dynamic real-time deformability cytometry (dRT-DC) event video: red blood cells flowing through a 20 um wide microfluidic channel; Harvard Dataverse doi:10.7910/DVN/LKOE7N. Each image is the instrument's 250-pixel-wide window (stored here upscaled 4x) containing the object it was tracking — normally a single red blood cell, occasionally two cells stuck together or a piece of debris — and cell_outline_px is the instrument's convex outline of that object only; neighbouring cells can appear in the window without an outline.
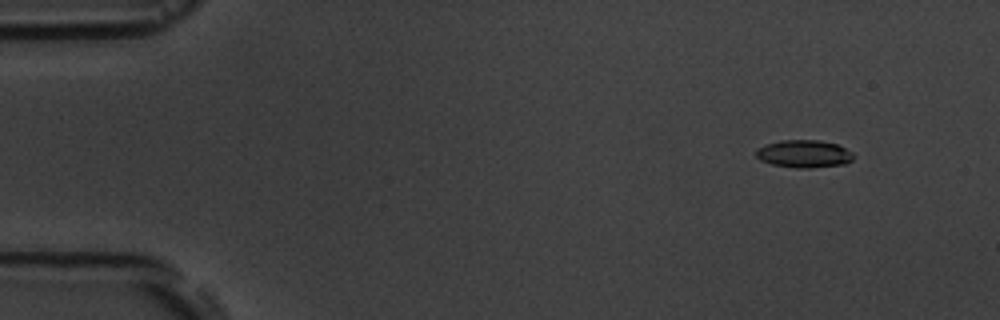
{"species": "common noctule bat (a hibernating species)", "species_latin": "Nyctalus noctula", "temperature_condition": "room temperature", "stored_images_in_passage": 5, "camera_frame_rate_fps": 3000, "um_per_image_px": 0.085, "animal": {"sex": "male", "body_mass_g": 19.5, "forearm_length_mm": 54.6}, "frame": {"image": 1, "passage_image": 2, "time_ms": 1.0, "image_size_px": [1000, 320], "cell_outline_px": [[852, 160], [844, 164], [808, 168], [796, 168], [772, 164], [760, 160], [756, 156], [756, 148], [764, 144], [780, 140], [820, 140], [836, 144], [852, 152]], "centroid_in_image_um": [68.29, 13.07], "position_along_channel_um": 16.7, "area_um2": 15.66}}
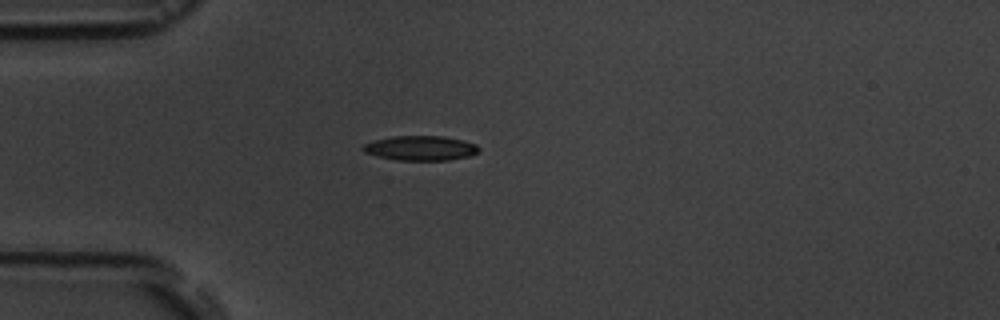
{"frame": {"image": 2, "passage_image": 5, "time_ms": 4.333, "image_size_px": [1000, 320], "cell_outline_px": [[480, 148], [476, 152], [468, 156], [448, 160], [396, 160], [364, 152], [360, 148], [364, 144], [376, 140], [392, 136], [444, 136], [464, 140], [476, 144]], "centroid_in_image_um": [35.75, 12.58], "position_along_channel_um": 49.2, "area_um2": 16.53}}